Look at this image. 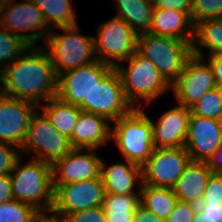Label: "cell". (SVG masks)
I'll use <instances>...</instances> for the list:
<instances>
[{
  "label": "cell",
  "instance_id": "6da1fadb",
  "mask_svg": "<svg viewBox=\"0 0 222 222\" xmlns=\"http://www.w3.org/2000/svg\"><path fill=\"white\" fill-rule=\"evenodd\" d=\"M46 48L30 46L0 73V93L36 104L57 94L58 77Z\"/></svg>",
  "mask_w": 222,
  "mask_h": 222
},
{
  "label": "cell",
  "instance_id": "7a4b0ae2",
  "mask_svg": "<svg viewBox=\"0 0 222 222\" xmlns=\"http://www.w3.org/2000/svg\"><path fill=\"white\" fill-rule=\"evenodd\" d=\"M22 158L10 173L13 199L31 204L38 211H51L54 206L52 165L33 156L30 162L22 164Z\"/></svg>",
  "mask_w": 222,
  "mask_h": 222
},
{
  "label": "cell",
  "instance_id": "3957f363",
  "mask_svg": "<svg viewBox=\"0 0 222 222\" xmlns=\"http://www.w3.org/2000/svg\"><path fill=\"white\" fill-rule=\"evenodd\" d=\"M124 62H128L127 68L119 64L114 68L121 78L127 101L133 108H141L143 104L139 99L148 105L171 90V85L163 78L157 67L138 51Z\"/></svg>",
  "mask_w": 222,
  "mask_h": 222
},
{
  "label": "cell",
  "instance_id": "277c9868",
  "mask_svg": "<svg viewBox=\"0 0 222 222\" xmlns=\"http://www.w3.org/2000/svg\"><path fill=\"white\" fill-rule=\"evenodd\" d=\"M58 29L65 33L53 32ZM50 33L45 37L48 46L46 51L57 77L97 60L94 52V36L80 34L78 24L51 29Z\"/></svg>",
  "mask_w": 222,
  "mask_h": 222
},
{
  "label": "cell",
  "instance_id": "5b68a950",
  "mask_svg": "<svg viewBox=\"0 0 222 222\" xmlns=\"http://www.w3.org/2000/svg\"><path fill=\"white\" fill-rule=\"evenodd\" d=\"M110 139H114L125 160L142 166L154 150L152 120L141 108L114 121Z\"/></svg>",
  "mask_w": 222,
  "mask_h": 222
},
{
  "label": "cell",
  "instance_id": "8992f818",
  "mask_svg": "<svg viewBox=\"0 0 222 222\" xmlns=\"http://www.w3.org/2000/svg\"><path fill=\"white\" fill-rule=\"evenodd\" d=\"M137 51L155 65L172 85L193 55L192 44L174 37L142 33L137 37Z\"/></svg>",
  "mask_w": 222,
  "mask_h": 222
},
{
  "label": "cell",
  "instance_id": "52a82bcc",
  "mask_svg": "<svg viewBox=\"0 0 222 222\" xmlns=\"http://www.w3.org/2000/svg\"><path fill=\"white\" fill-rule=\"evenodd\" d=\"M39 109L31 117L25 140L21 146V156L35 154L34 159L53 165L73 148L68 137L60 133Z\"/></svg>",
  "mask_w": 222,
  "mask_h": 222
},
{
  "label": "cell",
  "instance_id": "ba28073f",
  "mask_svg": "<svg viewBox=\"0 0 222 222\" xmlns=\"http://www.w3.org/2000/svg\"><path fill=\"white\" fill-rule=\"evenodd\" d=\"M97 29L94 52L102 63L116 67L117 60H128L137 51L138 34L123 19L115 16Z\"/></svg>",
  "mask_w": 222,
  "mask_h": 222
},
{
  "label": "cell",
  "instance_id": "9c48e42d",
  "mask_svg": "<svg viewBox=\"0 0 222 222\" xmlns=\"http://www.w3.org/2000/svg\"><path fill=\"white\" fill-rule=\"evenodd\" d=\"M114 67L99 60L58 76L56 96L64 102L77 105L88 113V99L96 84Z\"/></svg>",
  "mask_w": 222,
  "mask_h": 222
},
{
  "label": "cell",
  "instance_id": "30bf717a",
  "mask_svg": "<svg viewBox=\"0 0 222 222\" xmlns=\"http://www.w3.org/2000/svg\"><path fill=\"white\" fill-rule=\"evenodd\" d=\"M190 160L185 147L154 148L141 166L142 184L172 188Z\"/></svg>",
  "mask_w": 222,
  "mask_h": 222
},
{
  "label": "cell",
  "instance_id": "8fae6325",
  "mask_svg": "<svg viewBox=\"0 0 222 222\" xmlns=\"http://www.w3.org/2000/svg\"><path fill=\"white\" fill-rule=\"evenodd\" d=\"M0 24L10 33L23 39L29 46H36L37 41L51 32L42 11L31 0L20 3L10 0ZM33 32L25 34L23 32ZM22 32V33H19Z\"/></svg>",
  "mask_w": 222,
  "mask_h": 222
},
{
  "label": "cell",
  "instance_id": "7c38bea8",
  "mask_svg": "<svg viewBox=\"0 0 222 222\" xmlns=\"http://www.w3.org/2000/svg\"><path fill=\"white\" fill-rule=\"evenodd\" d=\"M105 189L101 177L58 185L53 211L61 216L102 206Z\"/></svg>",
  "mask_w": 222,
  "mask_h": 222
},
{
  "label": "cell",
  "instance_id": "4fadbf2b",
  "mask_svg": "<svg viewBox=\"0 0 222 222\" xmlns=\"http://www.w3.org/2000/svg\"><path fill=\"white\" fill-rule=\"evenodd\" d=\"M133 109L127 101L121 78L115 68L95 85L89 95L88 113L103 116L112 123Z\"/></svg>",
  "mask_w": 222,
  "mask_h": 222
},
{
  "label": "cell",
  "instance_id": "5bb4252c",
  "mask_svg": "<svg viewBox=\"0 0 222 222\" xmlns=\"http://www.w3.org/2000/svg\"><path fill=\"white\" fill-rule=\"evenodd\" d=\"M205 58L192 55L178 79L171 85V90L180 103L191 108L210 89L216 87L212 67Z\"/></svg>",
  "mask_w": 222,
  "mask_h": 222
},
{
  "label": "cell",
  "instance_id": "9a60e30c",
  "mask_svg": "<svg viewBox=\"0 0 222 222\" xmlns=\"http://www.w3.org/2000/svg\"><path fill=\"white\" fill-rule=\"evenodd\" d=\"M39 107L29 101L0 93V143L21 146L33 114Z\"/></svg>",
  "mask_w": 222,
  "mask_h": 222
},
{
  "label": "cell",
  "instance_id": "2e32d148",
  "mask_svg": "<svg viewBox=\"0 0 222 222\" xmlns=\"http://www.w3.org/2000/svg\"><path fill=\"white\" fill-rule=\"evenodd\" d=\"M88 151L84 153V149H72L52 165L54 189L58 185L91 180L100 176L101 159L96 155L97 150Z\"/></svg>",
  "mask_w": 222,
  "mask_h": 222
},
{
  "label": "cell",
  "instance_id": "e0dca14e",
  "mask_svg": "<svg viewBox=\"0 0 222 222\" xmlns=\"http://www.w3.org/2000/svg\"><path fill=\"white\" fill-rule=\"evenodd\" d=\"M222 145V121L190 114L185 149L193 161H205Z\"/></svg>",
  "mask_w": 222,
  "mask_h": 222
},
{
  "label": "cell",
  "instance_id": "ac0fdd59",
  "mask_svg": "<svg viewBox=\"0 0 222 222\" xmlns=\"http://www.w3.org/2000/svg\"><path fill=\"white\" fill-rule=\"evenodd\" d=\"M190 114V108L177 105L164 112L156 123L152 121L154 148L185 147Z\"/></svg>",
  "mask_w": 222,
  "mask_h": 222
},
{
  "label": "cell",
  "instance_id": "d6986e66",
  "mask_svg": "<svg viewBox=\"0 0 222 222\" xmlns=\"http://www.w3.org/2000/svg\"><path fill=\"white\" fill-rule=\"evenodd\" d=\"M111 123L105 117L80 112L78 121L69 138L73 149H96L110 142Z\"/></svg>",
  "mask_w": 222,
  "mask_h": 222
},
{
  "label": "cell",
  "instance_id": "ffe728a7",
  "mask_svg": "<svg viewBox=\"0 0 222 222\" xmlns=\"http://www.w3.org/2000/svg\"><path fill=\"white\" fill-rule=\"evenodd\" d=\"M213 172L205 161H193L186 165L172 190L180 202L200 204L208 180Z\"/></svg>",
  "mask_w": 222,
  "mask_h": 222
},
{
  "label": "cell",
  "instance_id": "44dd1931",
  "mask_svg": "<svg viewBox=\"0 0 222 222\" xmlns=\"http://www.w3.org/2000/svg\"><path fill=\"white\" fill-rule=\"evenodd\" d=\"M100 177L103 181L105 193L110 194H137L134 187L137 180L142 184V168L126 160L119 161L109 167L101 160Z\"/></svg>",
  "mask_w": 222,
  "mask_h": 222
},
{
  "label": "cell",
  "instance_id": "7402d4cb",
  "mask_svg": "<svg viewBox=\"0 0 222 222\" xmlns=\"http://www.w3.org/2000/svg\"><path fill=\"white\" fill-rule=\"evenodd\" d=\"M148 33L157 36L174 37L192 44L194 24L190 13L154 8Z\"/></svg>",
  "mask_w": 222,
  "mask_h": 222
},
{
  "label": "cell",
  "instance_id": "603a6c76",
  "mask_svg": "<svg viewBox=\"0 0 222 222\" xmlns=\"http://www.w3.org/2000/svg\"><path fill=\"white\" fill-rule=\"evenodd\" d=\"M116 17L123 19L138 35L148 33L154 11L153 0H115Z\"/></svg>",
  "mask_w": 222,
  "mask_h": 222
},
{
  "label": "cell",
  "instance_id": "cb8c5ba5",
  "mask_svg": "<svg viewBox=\"0 0 222 222\" xmlns=\"http://www.w3.org/2000/svg\"><path fill=\"white\" fill-rule=\"evenodd\" d=\"M39 108H43V113L60 133L68 138L71 137L82 111L77 105L64 102L55 96L42 103Z\"/></svg>",
  "mask_w": 222,
  "mask_h": 222
},
{
  "label": "cell",
  "instance_id": "d4e9b609",
  "mask_svg": "<svg viewBox=\"0 0 222 222\" xmlns=\"http://www.w3.org/2000/svg\"><path fill=\"white\" fill-rule=\"evenodd\" d=\"M201 46L210 50L209 55L222 54V18L203 20L194 26L192 52L205 58Z\"/></svg>",
  "mask_w": 222,
  "mask_h": 222
},
{
  "label": "cell",
  "instance_id": "484cf974",
  "mask_svg": "<svg viewBox=\"0 0 222 222\" xmlns=\"http://www.w3.org/2000/svg\"><path fill=\"white\" fill-rule=\"evenodd\" d=\"M140 188L139 194H110L105 193L103 198V210L107 222H133L134 213L140 205Z\"/></svg>",
  "mask_w": 222,
  "mask_h": 222
},
{
  "label": "cell",
  "instance_id": "4316f807",
  "mask_svg": "<svg viewBox=\"0 0 222 222\" xmlns=\"http://www.w3.org/2000/svg\"><path fill=\"white\" fill-rule=\"evenodd\" d=\"M140 204L164 221L178 202L172 188L141 184Z\"/></svg>",
  "mask_w": 222,
  "mask_h": 222
},
{
  "label": "cell",
  "instance_id": "83f0119b",
  "mask_svg": "<svg viewBox=\"0 0 222 222\" xmlns=\"http://www.w3.org/2000/svg\"><path fill=\"white\" fill-rule=\"evenodd\" d=\"M42 11L47 26L51 29L77 25L70 0H31Z\"/></svg>",
  "mask_w": 222,
  "mask_h": 222
},
{
  "label": "cell",
  "instance_id": "f1b7e54d",
  "mask_svg": "<svg viewBox=\"0 0 222 222\" xmlns=\"http://www.w3.org/2000/svg\"><path fill=\"white\" fill-rule=\"evenodd\" d=\"M30 46L0 24V73Z\"/></svg>",
  "mask_w": 222,
  "mask_h": 222
},
{
  "label": "cell",
  "instance_id": "f546056e",
  "mask_svg": "<svg viewBox=\"0 0 222 222\" xmlns=\"http://www.w3.org/2000/svg\"><path fill=\"white\" fill-rule=\"evenodd\" d=\"M190 111L196 116L222 121V89L215 87L207 91Z\"/></svg>",
  "mask_w": 222,
  "mask_h": 222
},
{
  "label": "cell",
  "instance_id": "4dcf8cb0",
  "mask_svg": "<svg viewBox=\"0 0 222 222\" xmlns=\"http://www.w3.org/2000/svg\"><path fill=\"white\" fill-rule=\"evenodd\" d=\"M38 212L31 204L12 199L0 204V222H32Z\"/></svg>",
  "mask_w": 222,
  "mask_h": 222
},
{
  "label": "cell",
  "instance_id": "1f68e13d",
  "mask_svg": "<svg viewBox=\"0 0 222 222\" xmlns=\"http://www.w3.org/2000/svg\"><path fill=\"white\" fill-rule=\"evenodd\" d=\"M190 16L194 26L203 20L222 18V0H192Z\"/></svg>",
  "mask_w": 222,
  "mask_h": 222
},
{
  "label": "cell",
  "instance_id": "d6a6232c",
  "mask_svg": "<svg viewBox=\"0 0 222 222\" xmlns=\"http://www.w3.org/2000/svg\"><path fill=\"white\" fill-rule=\"evenodd\" d=\"M20 157V148L11 144L0 143V176L10 174Z\"/></svg>",
  "mask_w": 222,
  "mask_h": 222
},
{
  "label": "cell",
  "instance_id": "836d02e7",
  "mask_svg": "<svg viewBox=\"0 0 222 222\" xmlns=\"http://www.w3.org/2000/svg\"><path fill=\"white\" fill-rule=\"evenodd\" d=\"M200 204L222 205V176H210Z\"/></svg>",
  "mask_w": 222,
  "mask_h": 222
},
{
  "label": "cell",
  "instance_id": "e575fe53",
  "mask_svg": "<svg viewBox=\"0 0 222 222\" xmlns=\"http://www.w3.org/2000/svg\"><path fill=\"white\" fill-rule=\"evenodd\" d=\"M63 218L65 222H107L102 206L66 214Z\"/></svg>",
  "mask_w": 222,
  "mask_h": 222
},
{
  "label": "cell",
  "instance_id": "d590c367",
  "mask_svg": "<svg viewBox=\"0 0 222 222\" xmlns=\"http://www.w3.org/2000/svg\"><path fill=\"white\" fill-rule=\"evenodd\" d=\"M197 208V204L178 201L165 222H192Z\"/></svg>",
  "mask_w": 222,
  "mask_h": 222
},
{
  "label": "cell",
  "instance_id": "8d00e7d4",
  "mask_svg": "<svg viewBox=\"0 0 222 222\" xmlns=\"http://www.w3.org/2000/svg\"><path fill=\"white\" fill-rule=\"evenodd\" d=\"M156 9L184 11L190 13L192 0H153Z\"/></svg>",
  "mask_w": 222,
  "mask_h": 222
},
{
  "label": "cell",
  "instance_id": "74e56055",
  "mask_svg": "<svg viewBox=\"0 0 222 222\" xmlns=\"http://www.w3.org/2000/svg\"><path fill=\"white\" fill-rule=\"evenodd\" d=\"M208 222H222V205L198 204Z\"/></svg>",
  "mask_w": 222,
  "mask_h": 222
},
{
  "label": "cell",
  "instance_id": "f35d334b",
  "mask_svg": "<svg viewBox=\"0 0 222 222\" xmlns=\"http://www.w3.org/2000/svg\"><path fill=\"white\" fill-rule=\"evenodd\" d=\"M207 62L212 67L216 87L222 89V54L208 55Z\"/></svg>",
  "mask_w": 222,
  "mask_h": 222
},
{
  "label": "cell",
  "instance_id": "ab89813d",
  "mask_svg": "<svg viewBox=\"0 0 222 222\" xmlns=\"http://www.w3.org/2000/svg\"><path fill=\"white\" fill-rule=\"evenodd\" d=\"M133 222H165V221L159 218L153 212L147 210L144 206L140 204L134 213Z\"/></svg>",
  "mask_w": 222,
  "mask_h": 222
},
{
  "label": "cell",
  "instance_id": "60d3db41",
  "mask_svg": "<svg viewBox=\"0 0 222 222\" xmlns=\"http://www.w3.org/2000/svg\"><path fill=\"white\" fill-rule=\"evenodd\" d=\"M13 199L10 174L0 176V204Z\"/></svg>",
  "mask_w": 222,
  "mask_h": 222
},
{
  "label": "cell",
  "instance_id": "b9f144b4",
  "mask_svg": "<svg viewBox=\"0 0 222 222\" xmlns=\"http://www.w3.org/2000/svg\"><path fill=\"white\" fill-rule=\"evenodd\" d=\"M207 164L213 174L222 176V145L209 158Z\"/></svg>",
  "mask_w": 222,
  "mask_h": 222
},
{
  "label": "cell",
  "instance_id": "7bdbcfd3",
  "mask_svg": "<svg viewBox=\"0 0 222 222\" xmlns=\"http://www.w3.org/2000/svg\"><path fill=\"white\" fill-rule=\"evenodd\" d=\"M32 222H65V220L63 216L51 210V211H39L34 216Z\"/></svg>",
  "mask_w": 222,
  "mask_h": 222
},
{
  "label": "cell",
  "instance_id": "ee69618b",
  "mask_svg": "<svg viewBox=\"0 0 222 222\" xmlns=\"http://www.w3.org/2000/svg\"><path fill=\"white\" fill-rule=\"evenodd\" d=\"M192 222H208L204 216V212H202L199 208H197L194 219Z\"/></svg>",
  "mask_w": 222,
  "mask_h": 222
},
{
  "label": "cell",
  "instance_id": "f6af8a7d",
  "mask_svg": "<svg viewBox=\"0 0 222 222\" xmlns=\"http://www.w3.org/2000/svg\"><path fill=\"white\" fill-rule=\"evenodd\" d=\"M10 0H0V21L1 18L3 17L5 10L7 8V5L9 3Z\"/></svg>",
  "mask_w": 222,
  "mask_h": 222
}]
</instances>
